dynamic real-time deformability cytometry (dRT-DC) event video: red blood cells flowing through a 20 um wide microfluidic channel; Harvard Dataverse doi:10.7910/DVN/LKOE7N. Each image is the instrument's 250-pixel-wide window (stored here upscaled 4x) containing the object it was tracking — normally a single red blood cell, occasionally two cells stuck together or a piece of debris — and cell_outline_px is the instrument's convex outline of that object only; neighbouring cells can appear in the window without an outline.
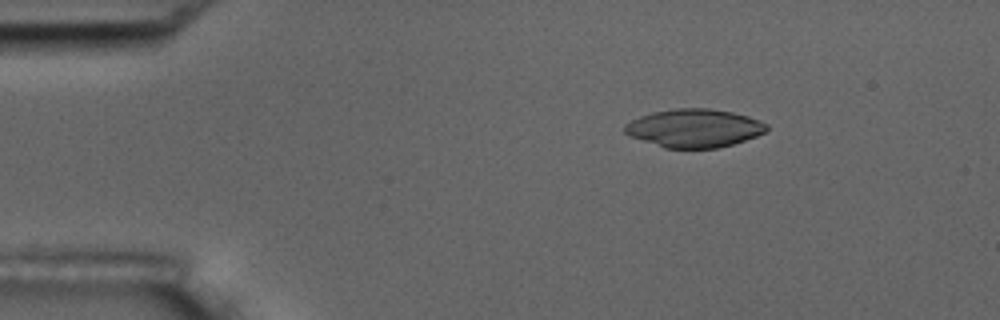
{"species": "common noctule bat (a hibernating species)", "species_latin": "Nyctalus noctula", "temperature_condition": "room temperature", "stored_images_in_passage": 4, "camera_frame_rate_fps": 3000, "um_per_image_px": 0.085, "animal": {"sex": "male", "body_mass_g": 17.5, "forearm_length_mm": 52.3}, "frame": {"image": 1, "passage_image": 2, "time_ms": 2.0, "image_size_px": [1000, 320], "cell_outline_px": [[768, 128], [764, 132], [756, 136], [732, 144], [716, 148], [664, 148], [632, 136], [624, 132], [624, 124], [640, 116], [652, 112], [676, 108], [708, 108], [732, 112], [748, 116], [768, 124]], "centroid_in_image_um": [59.01, 10.88], "position_along_channel_um": 26.0, "area_um2": 31.44}}